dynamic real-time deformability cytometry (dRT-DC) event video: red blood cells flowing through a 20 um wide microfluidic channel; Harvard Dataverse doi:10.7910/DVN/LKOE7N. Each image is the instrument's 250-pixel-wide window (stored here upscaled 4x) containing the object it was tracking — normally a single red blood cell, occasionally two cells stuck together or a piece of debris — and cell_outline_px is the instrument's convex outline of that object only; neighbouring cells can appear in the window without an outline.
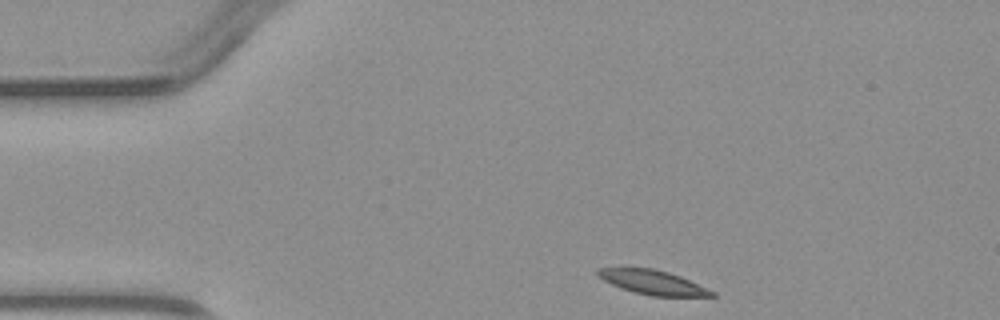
{"species": "common noctule bat (a hibernating species)", "species_latin": "Nyctalus noctula", "temperature_condition": "warm", "stored_images_in_passage": 3, "camera_frame_rate_fps": 3000, "um_per_image_px": 0.085, "animal": {"sex": "male", "body_mass_g": 23.1, "forearm_length_mm": 52.7}, "frame": {"image": 1, "passage_image": 1, "time_ms": 0.0, "image_size_px": [1000, 320], "cell_outline_px": [[716, 296], [652, 296], [636, 292], [612, 284], [604, 280], [596, 272], [596, 268], [652, 268], [668, 272], [680, 276], [716, 292]], "centroid_in_image_um": [55.52, 23.99], "position_along_channel_um": 29.5, "area_um2": 15.78}}
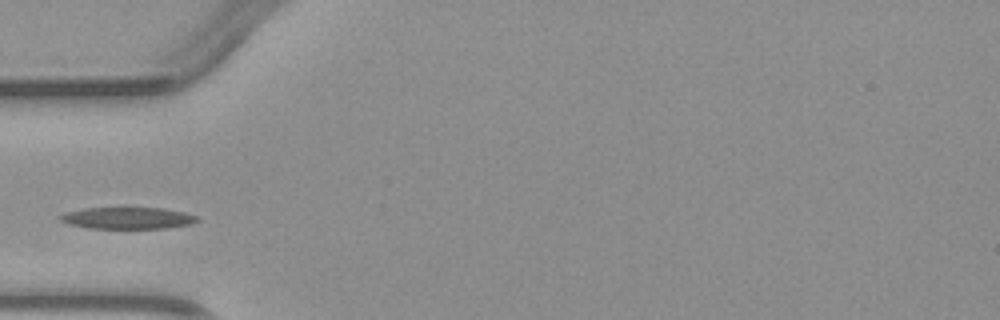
{"frame": {"image": 2, "passage_image": 3, "time_ms": 2.333, "image_size_px": [1000, 320], "cell_outline_px": [[200, 220], [192, 224], [168, 228], [88, 228], [72, 224], [60, 220], [56, 216], [64, 212], [84, 208], [164, 208], [184, 212], [196, 216]], "centroid_in_image_um": [10.85, 18.53], "position_along_channel_um": 74.1, "area_um2": 17.34}}